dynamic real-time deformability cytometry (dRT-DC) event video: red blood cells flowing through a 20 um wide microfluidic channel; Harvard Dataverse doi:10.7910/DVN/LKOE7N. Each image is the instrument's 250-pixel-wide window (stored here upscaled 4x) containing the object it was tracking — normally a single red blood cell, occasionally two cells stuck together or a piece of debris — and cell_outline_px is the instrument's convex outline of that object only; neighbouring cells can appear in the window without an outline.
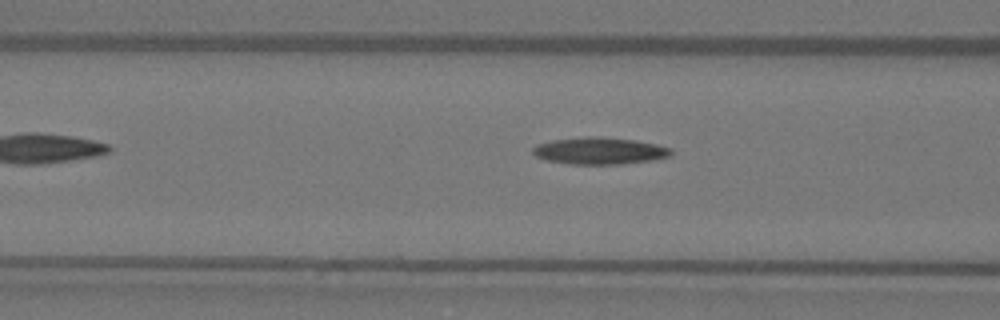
{"species": "Egyptian fruit bat (a non-hibernating species)", "species_latin": "Rousettus aegyptiacus", "temperature_condition": "warm", "stored_images_in_passage": 7, "camera_frame_rate_fps": 3000, "um_per_image_px": 0.085, "animal": {"sex": "female"}, "frame": {"image": 1, "passage_image": 5, "time_ms": 1.333, "image_size_px": [1000, 320], "cell_outline_px": [[672, 156], [652, 160], [620, 164], [572, 164], [548, 160], [536, 156], [532, 152], [532, 148], [536, 144], [552, 140], [588, 136], [600, 136], [636, 140], [656, 144], [672, 148]], "centroid_in_image_um": [50.99, 12.81], "position_along_channel_um": 115.6, "area_um2": 21.79}}